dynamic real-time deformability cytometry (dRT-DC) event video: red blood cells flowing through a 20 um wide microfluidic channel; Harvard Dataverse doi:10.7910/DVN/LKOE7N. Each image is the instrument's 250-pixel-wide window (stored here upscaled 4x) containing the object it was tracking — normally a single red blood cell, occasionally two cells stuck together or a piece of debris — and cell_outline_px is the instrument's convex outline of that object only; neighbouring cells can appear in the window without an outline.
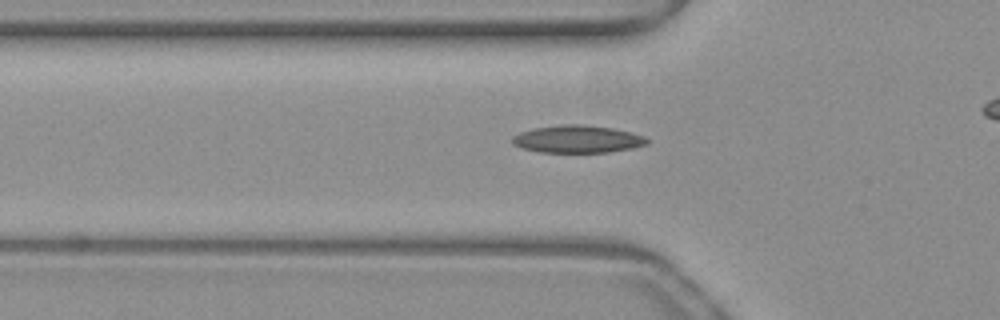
{"species": "common noctule bat (a hibernating species)", "species_latin": "Nyctalus noctula", "temperature_condition": "warm", "stored_images_in_passage": 42, "camera_frame_rate_fps": 3000, "um_per_image_px": 0.085, "animal": {"sex": "female", "body_mass_g": 19.3, "forearm_length_mm": 54.1}, "frame": {"image": 1, "passage_image": 17, "time_ms": 5.333, "image_size_px": [1000, 320], "cell_outline_px": [[648, 144], [632, 148], [608, 152], [540, 152], [524, 148], [512, 144], [512, 136], [520, 132], [532, 128], [560, 124], [584, 124], [612, 128], [632, 132], [644, 136], [648, 140]], "centroid_in_image_um": [49.08, 11.81], "position_along_channel_um": 76.7, "area_um2": 21.68}}
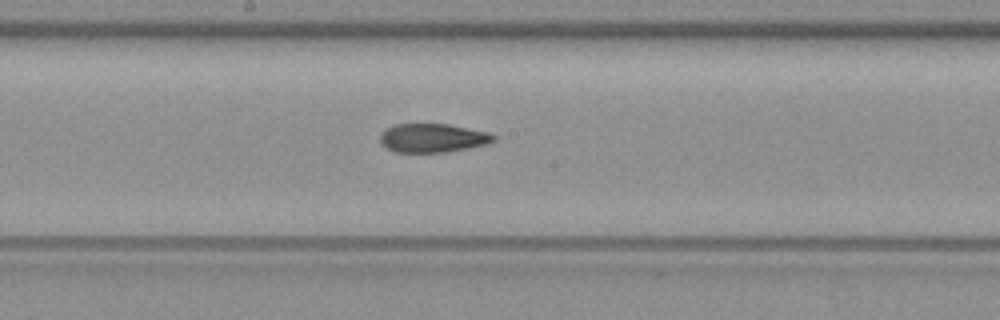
{"frame": {"image": 2, "passage_image": 27, "time_ms": 8.667, "image_size_px": [1000, 320], "cell_outline_px": [[496, 140], [484, 144], [444, 152], [396, 152], [388, 148], [380, 140], [380, 136], [388, 128], [396, 124], [448, 124], [488, 132], [496, 136]], "centroid_in_image_um": [36.79, 11.72], "position_along_channel_um": 211.4, "area_um2": 18.55}}
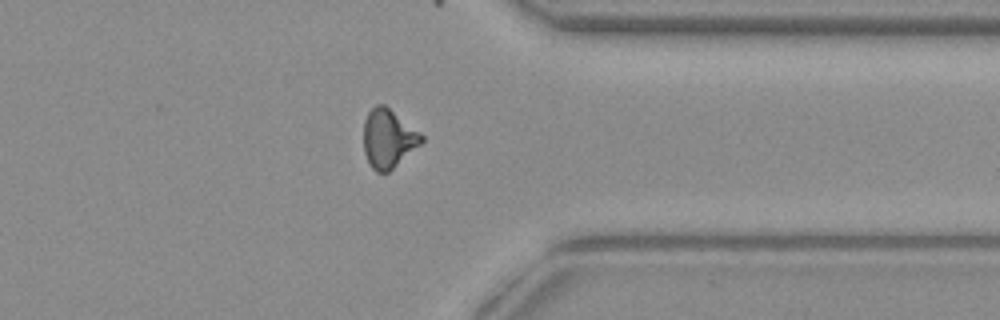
{"frame": {"image": 3, "passage_image": 40, "time_ms": 13.0, "image_size_px": [1000, 320], "cell_outline_px": [[424, 140], [420, 144], [388, 172], [376, 172], [372, 168], [364, 152], [364, 120], [368, 112], [376, 104], [384, 104], [420, 132], [424, 136]], "centroid_in_image_um": [32.99, 11.76], "position_along_channel_um": 378.4, "area_um2": 19.54}}